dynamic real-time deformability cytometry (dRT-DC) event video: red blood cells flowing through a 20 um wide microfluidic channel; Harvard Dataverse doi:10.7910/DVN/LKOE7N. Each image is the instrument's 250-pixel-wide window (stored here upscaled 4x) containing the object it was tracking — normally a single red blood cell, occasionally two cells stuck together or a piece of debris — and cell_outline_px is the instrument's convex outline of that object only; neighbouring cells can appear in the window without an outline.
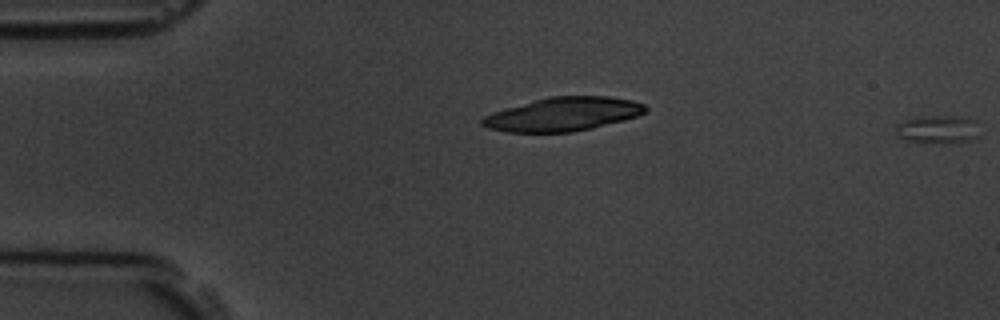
{"species": "common noctule bat (a hibernating species)", "species_latin": "Nyctalus noctula", "temperature_condition": "room temperature", "stored_images_in_passage": 2, "segment_of_instrument_passage": [2, 2], "camera_frame_rate_fps": 3000, "um_per_image_px": 0.085, "animal": {"sex": "male", "body_mass_g": 19.5, "forearm_length_mm": 54.6}, "frame": {"image": 1, "passage_image": 2, "time_ms": 1.333, "image_size_px": [1000, 320], "cell_outline_px": [[976, 136], [972, 140], [944, 144], [936, 144], [908, 140], [896, 136], [896, 124], [904, 120], [916, 116], [968, 116], [976, 120]], "centroid_in_image_um": [79.69, 10.99], "position_along_channel_um": 5.3, "area_um2": 14.05}}